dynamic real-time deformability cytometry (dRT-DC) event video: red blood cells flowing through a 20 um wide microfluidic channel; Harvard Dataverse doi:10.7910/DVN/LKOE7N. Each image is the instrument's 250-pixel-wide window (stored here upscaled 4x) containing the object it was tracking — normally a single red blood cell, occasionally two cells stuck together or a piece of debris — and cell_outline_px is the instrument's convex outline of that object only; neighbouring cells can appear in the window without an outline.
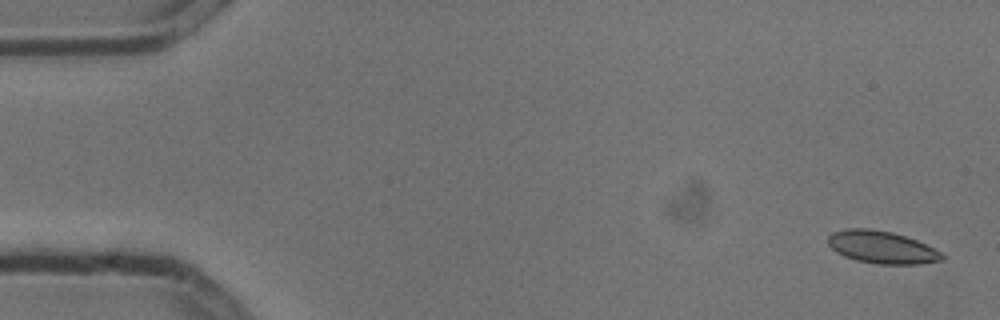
{"species": "common noctule bat (a hibernating species)", "species_latin": "Nyctalus noctula", "temperature_condition": "cold", "stored_images_in_passage": 6, "segment_of_instrument_passage": [1, 2], "camera_frame_rate_fps": 3000, "um_per_image_px": 0.085, "animal": {"sex": "male", "body_mass_g": 13.3}, "frame": {"image": 1, "passage_image": 1, "time_ms": 0.0, "image_size_px": [1000, 320], "cell_outline_px": [[944, 260], [920, 264], [880, 264], [856, 260], [844, 256], [836, 252], [828, 244], [828, 236], [832, 232], [848, 228], [868, 228], [892, 232], [916, 240], [940, 252], [944, 256]], "centroid_in_image_um": [74.93, 21.01], "position_along_channel_um": 10.1, "area_um2": 21.44}}
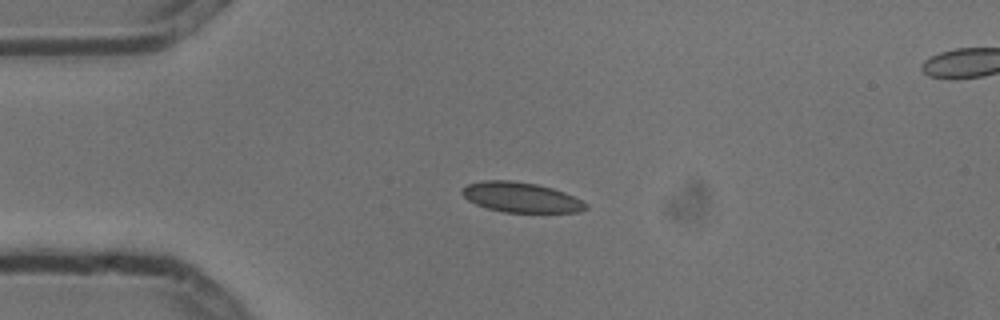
{"frame": {"image": 2, "passage_image": 4, "time_ms": 1.0, "image_size_px": [1000, 320], "cell_outline_px": [[588, 208], [580, 212], [504, 212], [488, 208], [476, 204], [468, 200], [460, 192], [460, 188], [468, 184], [484, 180], [512, 180], [536, 184], [552, 188], [564, 192], [588, 204]], "centroid_in_image_um": [44.26, 16.77], "position_along_channel_um": 40.7, "area_um2": 21.62}}